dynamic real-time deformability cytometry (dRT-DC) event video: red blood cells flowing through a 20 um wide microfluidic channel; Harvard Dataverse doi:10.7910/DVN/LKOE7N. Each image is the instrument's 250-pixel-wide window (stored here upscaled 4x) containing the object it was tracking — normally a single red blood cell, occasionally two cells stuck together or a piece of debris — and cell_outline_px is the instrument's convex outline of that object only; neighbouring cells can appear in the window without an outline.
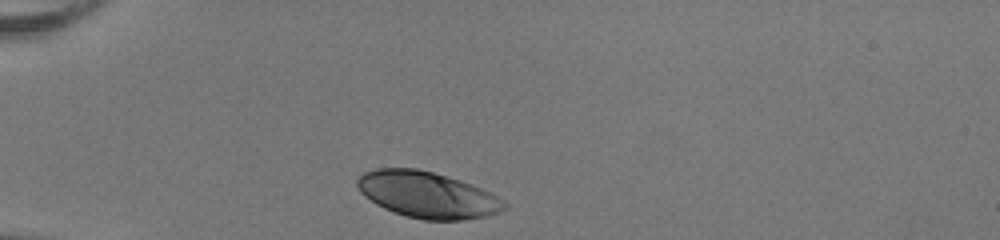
{"species": "human", "species_latin": "Homo sapiens", "temperature_condition": "room temperature", "stored_images_in_passage": 30, "camera_frame_rate_fps": 3000, "um_per_image_px": 0.085, "donor": {"sex": "female"}, "frame": {"image": 1, "passage_image": 1, "time_ms": 0.0, "image_size_px": [1000, 240], "cell_outline_px": [[508, 208], [500, 212], [488, 216], [464, 220], [424, 220], [404, 216], [384, 208], [376, 204], [364, 196], [360, 192], [356, 184], [356, 180], [364, 172], [376, 168], [416, 168], [432, 172], [460, 180], [472, 184], [504, 200], [508, 204]], "centroid_in_image_um": [36.33, 16.57], "position_along_channel_um": 48.7, "area_um2": 39.77}}
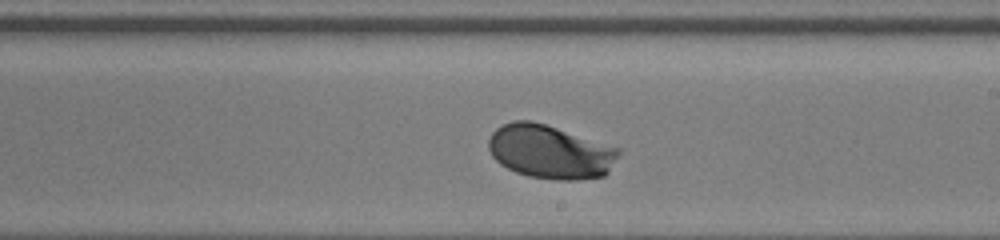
{"frame": {"image": 2, "passage_image": 18, "time_ms": 5.667, "image_size_px": [1000, 240], "cell_outline_px": [[620, 152], [608, 172], [604, 176], [576, 180], [556, 180], [528, 176], [516, 172], [500, 164], [492, 156], [488, 148], [488, 140], [492, 132], [496, 128], [512, 120], [532, 120], [620, 148]], "centroid_in_image_um": [46.74, 12.9], "position_along_channel_um": 242.3, "area_um2": 40.69}}
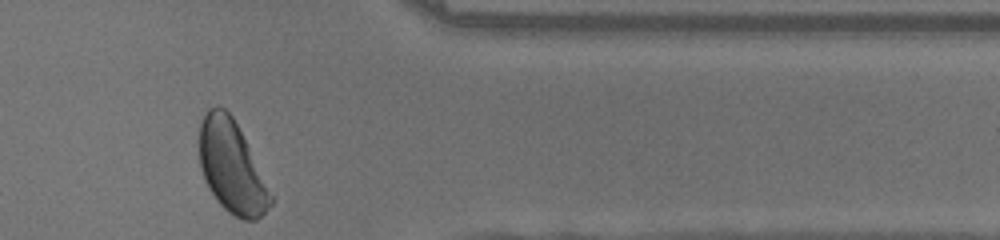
{"frame": {"image": 3, "passage_image": 30, "time_ms": 9.667, "image_size_px": [1000, 240], "cell_outline_px": [[276, 196], [272, 204], [256, 220], [244, 220], [228, 212], [216, 200], [208, 188], [200, 168], [200, 124], [208, 108], [216, 104], [224, 108], [232, 116]], "centroid_in_image_um": [19.73, 14.21], "position_along_channel_um": 391.7, "area_um2": 38.67}, "authors_computed_cell_mechanics": {"area_um2": 39.7375, "velocity_mm_per_s": 3.9705, "shape_relaxation_time_tau1_ms": 1.4199, "shape_relaxation_time_tau2_ms": null, "deformation_change_tau1": 0.116, "deformation_change_tau2": null}}